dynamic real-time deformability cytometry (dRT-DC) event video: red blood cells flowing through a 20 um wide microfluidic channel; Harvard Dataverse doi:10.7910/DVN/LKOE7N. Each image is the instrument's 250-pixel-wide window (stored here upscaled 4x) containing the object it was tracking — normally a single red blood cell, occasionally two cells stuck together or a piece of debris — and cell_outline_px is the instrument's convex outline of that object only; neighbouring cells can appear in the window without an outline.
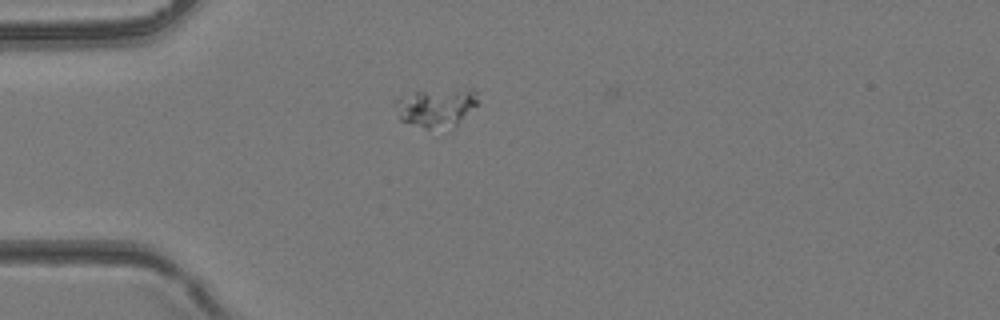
{"species": "common noctule bat (a hibernating species)", "species_latin": "Nyctalus noctula", "temperature_condition": "room temperature", "stored_images_in_passage": 30, "camera_frame_rate_fps": 3000, "um_per_image_px": 0.085, "animal": {"sex": "female", "body_mass_g": 24.6, "forearm_length_mm": 56.2}, "frame": {"image": 1, "passage_image": 1, "time_ms": 0.0, "image_size_px": [1000, 320], "cell_outline_px": [[480, 104], [456, 124], [428, 128], [424, 128], [400, 120], [392, 104], [396, 100], [416, 92], [468, 88], [472, 88], [476, 92]], "centroid_in_image_um": [37.1, 9.11], "position_along_channel_um": 47.9, "area_um2": 18.32}}
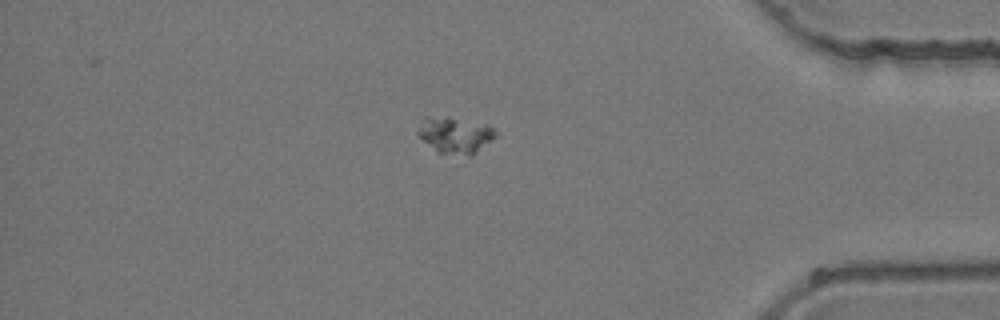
{"frame": {"image": 2, "passage_image": 24, "time_ms": 7.667, "image_size_px": [1000, 320], "cell_outline_px": [[496, 136], [492, 140], [472, 156], [468, 156], [440, 152], [424, 140], [416, 132], [424, 116], [448, 116], [488, 124], [496, 132]], "centroid_in_image_um": [38.71, 11.45], "position_along_channel_um": 396.5, "area_um2": 16.42}}
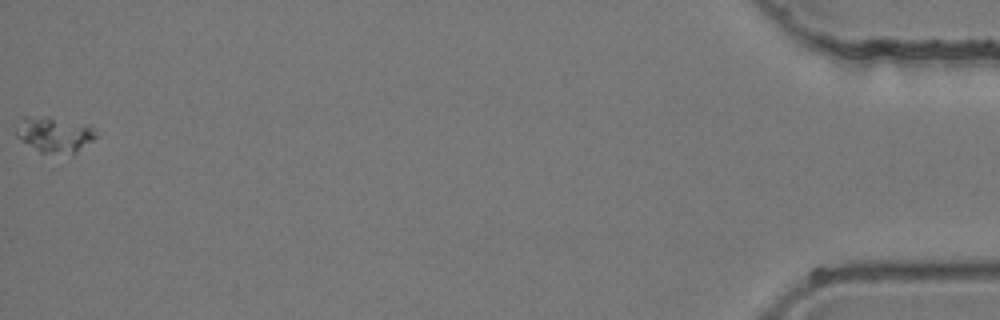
{"frame": {"image": 3, "passage_image": 30, "time_ms": 9.667, "image_size_px": [1000, 320], "cell_outline_px": [[96, 136], [92, 140], [72, 156], [40, 152], [20, 140], [16, 136], [16, 132], [24, 116], [48, 116], [92, 124], [96, 128]], "centroid_in_image_um": [4.7, 11.44], "position_along_channel_um": 430.5, "area_um2": 16.99}}